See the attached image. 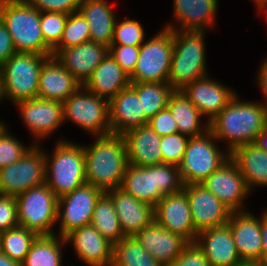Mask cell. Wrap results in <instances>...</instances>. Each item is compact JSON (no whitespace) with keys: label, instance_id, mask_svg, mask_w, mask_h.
Segmentation results:
<instances>
[{"label":"cell","instance_id":"cell-1","mask_svg":"<svg viewBox=\"0 0 267 266\" xmlns=\"http://www.w3.org/2000/svg\"><path fill=\"white\" fill-rule=\"evenodd\" d=\"M266 127L265 104L240 102L235 95L209 123L215 138L229 141V152L239 146L253 144Z\"/></svg>","mask_w":267,"mask_h":266},{"label":"cell","instance_id":"cell-2","mask_svg":"<svg viewBox=\"0 0 267 266\" xmlns=\"http://www.w3.org/2000/svg\"><path fill=\"white\" fill-rule=\"evenodd\" d=\"M83 148L86 183L104 192L120 188L128 165L124 137L111 133L98 137L93 146Z\"/></svg>","mask_w":267,"mask_h":266},{"label":"cell","instance_id":"cell-3","mask_svg":"<svg viewBox=\"0 0 267 266\" xmlns=\"http://www.w3.org/2000/svg\"><path fill=\"white\" fill-rule=\"evenodd\" d=\"M120 189L155 207L163 196L182 191L184 182L176 165L139 167L128 163Z\"/></svg>","mask_w":267,"mask_h":266},{"label":"cell","instance_id":"cell-4","mask_svg":"<svg viewBox=\"0 0 267 266\" xmlns=\"http://www.w3.org/2000/svg\"><path fill=\"white\" fill-rule=\"evenodd\" d=\"M0 19L11 34L16 52L52 56L40 26V11L25 0H0Z\"/></svg>","mask_w":267,"mask_h":266},{"label":"cell","instance_id":"cell-5","mask_svg":"<svg viewBox=\"0 0 267 266\" xmlns=\"http://www.w3.org/2000/svg\"><path fill=\"white\" fill-rule=\"evenodd\" d=\"M173 30V54L168 83L174 90H182L191 82L207 76L203 31Z\"/></svg>","mask_w":267,"mask_h":266},{"label":"cell","instance_id":"cell-6","mask_svg":"<svg viewBox=\"0 0 267 266\" xmlns=\"http://www.w3.org/2000/svg\"><path fill=\"white\" fill-rule=\"evenodd\" d=\"M49 56L16 52L0 66L1 98L14 103L38 97L39 76Z\"/></svg>","mask_w":267,"mask_h":266},{"label":"cell","instance_id":"cell-7","mask_svg":"<svg viewBox=\"0 0 267 266\" xmlns=\"http://www.w3.org/2000/svg\"><path fill=\"white\" fill-rule=\"evenodd\" d=\"M45 159V183L57 198L73 192L86 183L83 146L65 141L58 142L52 156L51 166L48 165L50 163L46 156Z\"/></svg>","mask_w":267,"mask_h":266},{"label":"cell","instance_id":"cell-8","mask_svg":"<svg viewBox=\"0 0 267 266\" xmlns=\"http://www.w3.org/2000/svg\"><path fill=\"white\" fill-rule=\"evenodd\" d=\"M16 200L19 226L38 235H55L51 227L57 221L58 198L46 183L17 195Z\"/></svg>","mask_w":267,"mask_h":266},{"label":"cell","instance_id":"cell-9","mask_svg":"<svg viewBox=\"0 0 267 266\" xmlns=\"http://www.w3.org/2000/svg\"><path fill=\"white\" fill-rule=\"evenodd\" d=\"M211 139L216 138L210 130L201 136L189 138L178 166L184 185L201 184L231 158L229 151L228 155L219 152Z\"/></svg>","mask_w":267,"mask_h":266},{"label":"cell","instance_id":"cell-10","mask_svg":"<svg viewBox=\"0 0 267 266\" xmlns=\"http://www.w3.org/2000/svg\"><path fill=\"white\" fill-rule=\"evenodd\" d=\"M173 54V30L164 28L148 42L140 45L131 83L168 82Z\"/></svg>","mask_w":267,"mask_h":266},{"label":"cell","instance_id":"cell-11","mask_svg":"<svg viewBox=\"0 0 267 266\" xmlns=\"http://www.w3.org/2000/svg\"><path fill=\"white\" fill-rule=\"evenodd\" d=\"M46 159L35 145L16 162L0 169V194L17 196L45 183Z\"/></svg>","mask_w":267,"mask_h":266},{"label":"cell","instance_id":"cell-12","mask_svg":"<svg viewBox=\"0 0 267 266\" xmlns=\"http://www.w3.org/2000/svg\"><path fill=\"white\" fill-rule=\"evenodd\" d=\"M72 93L64 102V119L70 118L80 127L95 135L111 134L109 123V101L93 94L88 89ZM106 100V101H105Z\"/></svg>","mask_w":267,"mask_h":266},{"label":"cell","instance_id":"cell-13","mask_svg":"<svg viewBox=\"0 0 267 266\" xmlns=\"http://www.w3.org/2000/svg\"><path fill=\"white\" fill-rule=\"evenodd\" d=\"M103 193L102 189L85 183L73 192L58 198L57 220L61 219L60 237L64 238L71 231L91 224L96 202ZM63 205L65 209L61 214Z\"/></svg>","mask_w":267,"mask_h":266},{"label":"cell","instance_id":"cell-14","mask_svg":"<svg viewBox=\"0 0 267 266\" xmlns=\"http://www.w3.org/2000/svg\"><path fill=\"white\" fill-rule=\"evenodd\" d=\"M154 220L188 242L196 241L198 233L193 225L190 203L184 190L163 196L154 207Z\"/></svg>","mask_w":267,"mask_h":266},{"label":"cell","instance_id":"cell-15","mask_svg":"<svg viewBox=\"0 0 267 266\" xmlns=\"http://www.w3.org/2000/svg\"><path fill=\"white\" fill-rule=\"evenodd\" d=\"M197 233L226 225L232 211L202 184L184 185Z\"/></svg>","mask_w":267,"mask_h":266},{"label":"cell","instance_id":"cell-16","mask_svg":"<svg viewBox=\"0 0 267 266\" xmlns=\"http://www.w3.org/2000/svg\"><path fill=\"white\" fill-rule=\"evenodd\" d=\"M201 184L232 212L242 210V199L250 190L237 164L231 158Z\"/></svg>","mask_w":267,"mask_h":266},{"label":"cell","instance_id":"cell-17","mask_svg":"<svg viewBox=\"0 0 267 266\" xmlns=\"http://www.w3.org/2000/svg\"><path fill=\"white\" fill-rule=\"evenodd\" d=\"M134 237L142 248L163 266H169L189 243L181 235L166 230L155 220Z\"/></svg>","mask_w":267,"mask_h":266},{"label":"cell","instance_id":"cell-18","mask_svg":"<svg viewBox=\"0 0 267 266\" xmlns=\"http://www.w3.org/2000/svg\"><path fill=\"white\" fill-rule=\"evenodd\" d=\"M111 191V192H110ZM105 191L111 198L125 237L135 236L154 221V207L116 188Z\"/></svg>","mask_w":267,"mask_h":266},{"label":"cell","instance_id":"cell-19","mask_svg":"<svg viewBox=\"0 0 267 266\" xmlns=\"http://www.w3.org/2000/svg\"><path fill=\"white\" fill-rule=\"evenodd\" d=\"M108 53L105 44L88 41L62 49L55 57L83 86Z\"/></svg>","mask_w":267,"mask_h":266},{"label":"cell","instance_id":"cell-20","mask_svg":"<svg viewBox=\"0 0 267 266\" xmlns=\"http://www.w3.org/2000/svg\"><path fill=\"white\" fill-rule=\"evenodd\" d=\"M242 261H262L261 219L245 211L232 212L227 222Z\"/></svg>","mask_w":267,"mask_h":266},{"label":"cell","instance_id":"cell-21","mask_svg":"<svg viewBox=\"0 0 267 266\" xmlns=\"http://www.w3.org/2000/svg\"><path fill=\"white\" fill-rule=\"evenodd\" d=\"M195 242L210 266H237L242 262L228 224L199 232Z\"/></svg>","mask_w":267,"mask_h":266},{"label":"cell","instance_id":"cell-22","mask_svg":"<svg viewBox=\"0 0 267 266\" xmlns=\"http://www.w3.org/2000/svg\"><path fill=\"white\" fill-rule=\"evenodd\" d=\"M65 243L72 241L80 260L91 266H111L113 244L92 225H85L67 234Z\"/></svg>","mask_w":267,"mask_h":266},{"label":"cell","instance_id":"cell-23","mask_svg":"<svg viewBox=\"0 0 267 266\" xmlns=\"http://www.w3.org/2000/svg\"><path fill=\"white\" fill-rule=\"evenodd\" d=\"M81 83L56 59L49 56L41 69L38 98L63 103L72 93L82 88Z\"/></svg>","mask_w":267,"mask_h":266},{"label":"cell","instance_id":"cell-24","mask_svg":"<svg viewBox=\"0 0 267 266\" xmlns=\"http://www.w3.org/2000/svg\"><path fill=\"white\" fill-rule=\"evenodd\" d=\"M35 136L44 137L64 121V105L59 101L34 98L16 103Z\"/></svg>","mask_w":267,"mask_h":266},{"label":"cell","instance_id":"cell-25","mask_svg":"<svg viewBox=\"0 0 267 266\" xmlns=\"http://www.w3.org/2000/svg\"><path fill=\"white\" fill-rule=\"evenodd\" d=\"M182 92L202 115H208V124L227 106L236 95L223 85L209 80L207 76L188 84Z\"/></svg>","mask_w":267,"mask_h":266},{"label":"cell","instance_id":"cell-26","mask_svg":"<svg viewBox=\"0 0 267 266\" xmlns=\"http://www.w3.org/2000/svg\"><path fill=\"white\" fill-rule=\"evenodd\" d=\"M137 93L129 86L109 101V123L112 134L123 135L126 131L148 124Z\"/></svg>","mask_w":267,"mask_h":266},{"label":"cell","instance_id":"cell-27","mask_svg":"<svg viewBox=\"0 0 267 266\" xmlns=\"http://www.w3.org/2000/svg\"><path fill=\"white\" fill-rule=\"evenodd\" d=\"M122 136L125 139L129 164L145 167L163 163L161 136L148 124L130 129Z\"/></svg>","mask_w":267,"mask_h":266},{"label":"cell","instance_id":"cell-28","mask_svg":"<svg viewBox=\"0 0 267 266\" xmlns=\"http://www.w3.org/2000/svg\"><path fill=\"white\" fill-rule=\"evenodd\" d=\"M130 84L129 75L108 53L95 68L83 88L102 98L107 95V100L110 101L121 90L129 87Z\"/></svg>","mask_w":267,"mask_h":266},{"label":"cell","instance_id":"cell-29","mask_svg":"<svg viewBox=\"0 0 267 266\" xmlns=\"http://www.w3.org/2000/svg\"><path fill=\"white\" fill-rule=\"evenodd\" d=\"M78 10L90 27V41L110 47L116 23L110 6L104 0H83Z\"/></svg>","mask_w":267,"mask_h":266},{"label":"cell","instance_id":"cell-30","mask_svg":"<svg viewBox=\"0 0 267 266\" xmlns=\"http://www.w3.org/2000/svg\"><path fill=\"white\" fill-rule=\"evenodd\" d=\"M248 188L253 185H267V152L256 143L237 147L231 153Z\"/></svg>","mask_w":267,"mask_h":266},{"label":"cell","instance_id":"cell-31","mask_svg":"<svg viewBox=\"0 0 267 266\" xmlns=\"http://www.w3.org/2000/svg\"><path fill=\"white\" fill-rule=\"evenodd\" d=\"M217 3V0H174V13L181 30L204 31L213 22Z\"/></svg>","mask_w":267,"mask_h":266},{"label":"cell","instance_id":"cell-32","mask_svg":"<svg viewBox=\"0 0 267 266\" xmlns=\"http://www.w3.org/2000/svg\"><path fill=\"white\" fill-rule=\"evenodd\" d=\"M167 108L175 119L180 134L189 135V138L198 137L209 130V124L206 125L205 132L200 130L199 119L202 114L182 90H174L170 95Z\"/></svg>","mask_w":267,"mask_h":266},{"label":"cell","instance_id":"cell-33","mask_svg":"<svg viewBox=\"0 0 267 266\" xmlns=\"http://www.w3.org/2000/svg\"><path fill=\"white\" fill-rule=\"evenodd\" d=\"M130 87L137 93L148 120L167 107L170 95L174 92L168 82L131 83Z\"/></svg>","mask_w":267,"mask_h":266},{"label":"cell","instance_id":"cell-34","mask_svg":"<svg viewBox=\"0 0 267 266\" xmlns=\"http://www.w3.org/2000/svg\"><path fill=\"white\" fill-rule=\"evenodd\" d=\"M91 224L110 243L119 242L124 236L111 198L104 192L97 200Z\"/></svg>","mask_w":267,"mask_h":266},{"label":"cell","instance_id":"cell-35","mask_svg":"<svg viewBox=\"0 0 267 266\" xmlns=\"http://www.w3.org/2000/svg\"><path fill=\"white\" fill-rule=\"evenodd\" d=\"M57 238L56 235H39L20 266H61L60 243H65V239Z\"/></svg>","mask_w":267,"mask_h":266},{"label":"cell","instance_id":"cell-36","mask_svg":"<svg viewBox=\"0 0 267 266\" xmlns=\"http://www.w3.org/2000/svg\"><path fill=\"white\" fill-rule=\"evenodd\" d=\"M111 266H163L146 252L134 236L113 244Z\"/></svg>","mask_w":267,"mask_h":266},{"label":"cell","instance_id":"cell-37","mask_svg":"<svg viewBox=\"0 0 267 266\" xmlns=\"http://www.w3.org/2000/svg\"><path fill=\"white\" fill-rule=\"evenodd\" d=\"M38 236L21 226L8 229L0 233V251L21 265Z\"/></svg>","mask_w":267,"mask_h":266},{"label":"cell","instance_id":"cell-38","mask_svg":"<svg viewBox=\"0 0 267 266\" xmlns=\"http://www.w3.org/2000/svg\"><path fill=\"white\" fill-rule=\"evenodd\" d=\"M90 41V27L79 11L68 14L59 44L52 50L55 56L60 50Z\"/></svg>","mask_w":267,"mask_h":266},{"label":"cell","instance_id":"cell-39","mask_svg":"<svg viewBox=\"0 0 267 266\" xmlns=\"http://www.w3.org/2000/svg\"><path fill=\"white\" fill-rule=\"evenodd\" d=\"M45 13V14H44ZM68 14L40 12V26L45 44L53 50L60 42Z\"/></svg>","mask_w":267,"mask_h":266},{"label":"cell","instance_id":"cell-40","mask_svg":"<svg viewBox=\"0 0 267 266\" xmlns=\"http://www.w3.org/2000/svg\"><path fill=\"white\" fill-rule=\"evenodd\" d=\"M144 39L142 25L135 20H125L115 23L111 45L140 46Z\"/></svg>","mask_w":267,"mask_h":266},{"label":"cell","instance_id":"cell-41","mask_svg":"<svg viewBox=\"0 0 267 266\" xmlns=\"http://www.w3.org/2000/svg\"><path fill=\"white\" fill-rule=\"evenodd\" d=\"M184 136L178 132L161 137L160 149L163 163L179 166L189 140V138Z\"/></svg>","mask_w":267,"mask_h":266},{"label":"cell","instance_id":"cell-42","mask_svg":"<svg viewBox=\"0 0 267 266\" xmlns=\"http://www.w3.org/2000/svg\"><path fill=\"white\" fill-rule=\"evenodd\" d=\"M8 134L5 127L0 131V169L18 161L29 150Z\"/></svg>","mask_w":267,"mask_h":266},{"label":"cell","instance_id":"cell-43","mask_svg":"<svg viewBox=\"0 0 267 266\" xmlns=\"http://www.w3.org/2000/svg\"><path fill=\"white\" fill-rule=\"evenodd\" d=\"M140 46L111 45L109 53L121 68L130 76L136 66Z\"/></svg>","mask_w":267,"mask_h":266},{"label":"cell","instance_id":"cell-44","mask_svg":"<svg viewBox=\"0 0 267 266\" xmlns=\"http://www.w3.org/2000/svg\"><path fill=\"white\" fill-rule=\"evenodd\" d=\"M19 226L15 196L0 194V233Z\"/></svg>","mask_w":267,"mask_h":266},{"label":"cell","instance_id":"cell-45","mask_svg":"<svg viewBox=\"0 0 267 266\" xmlns=\"http://www.w3.org/2000/svg\"><path fill=\"white\" fill-rule=\"evenodd\" d=\"M40 12L69 14L78 11L83 0H25Z\"/></svg>","mask_w":267,"mask_h":266},{"label":"cell","instance_id":"cell-46","mask_svg":"<svg viewBox=\"0 0 267 266\" xmlns=\"http://www.w3.org/2000/svg\"><path fill=\"white\" fill-rule=\"evenodd\" d=\"M169 266H210L204 251L196 244L189 242L181 254Z\"/></svg>","mask_w":267,"mask_h":266},{"label":"cell","instance_id":"cell-47","mask_svg":"<svg viewBox=\"0 0 267 266\" xmlns=\"http://www.w3.org/2000/svg\"><path fill=\"white\" fill-rule=\"evenodd\" d=\"M148 125L161 137L179 132L176 121L167 107L153 116Z\"/></svg>","mask_w":267,"mask_h":266},{"label":"cell","instance_id":"cell-48","mask_svg":"<svg viewBox=\"0 0 267 266\" xmlns=\"http://www.w3.org/2000/svg\"><path fill=\"white\" fill-rule=\"evenodd\" d=\"M16 53L11 34L0 19V66Z\"/></svg>","mask_w":267,"mask_h":266},{"label":"cell","instance_id":"cell-49","mask_svg":"<svg viewBox=\"0 0 267 266\" xmlns=\"http://www.w3.org/2000/svg\"><path fill=\"white\" fill-rule=\"evenodd\" d=\"M262 262L267 263V213L261 217Z\"/></svg>","mask_w":267,"mask_h":266},{"label":"cell","instance_id":"cell-50","mask_svg":"<svg viewBox=\"0 0 267 266\" xmlns=\"http://www.w3.org/2000/svg\"><path fill=\"white\" fill-rule=\"evenodd\" d=\"M260 69H261L259 74L260 76L258 77L260 82V87L262 88L267 98V59L263 62ZM265 107L267 108V103Z\"/></svg>","mask_w":267,"mask_h":266},{"label":"cell","instance_id":"cell-51","mask_svg":"<svg viewBox=\"0 0 267 266\" xmlns=\"http://www.w3.org/2000/svg\"><path fill=\"white\" fill-rule=\"evenodd\" d=\"M262 150L267 152V126L262 130L258 135V138L255 142Z\"/></svg>","mask_w":267,"mask_h":266},{"label":"cell","instance_id":"cell-52","mask_svg":"<svg viewBox=\"0 0 267 266\" xmlns=\"http://www.w3.org/2000/svg\"><path fill=\"white\" fill-rule=\"evenodd\" d=\"M0 266H20V264L0 251Z\"/></svg>","mask_w":267,"mask_h":266},{"label":"cell","instance_id":"cell-53","mask_svg":"<svg viewBox=\"0 0 267 266\" xmlns=\"http://www.w3.org/2000/svg\"><path fill=\"white\" fill-rule=\"evenodd\" d=\"M237 266H267V263L262 261H242Z\"/></svg>","mask_w":267,"mask_h":266},{"label":"cell","instance_id":"cell-54","mask_svg":"<svg viewBox=\"0 0 267 266\" xmlns=\"http://www.w3.org/2000/svg\"><path fill=\"white\" fill-rule=\"evenodd\" d=\"M255 2L259 5L258 8L260 9H264L267 6V0H255Z\"/></svg>","mask_w":267,"mask_h":266},{"label":"cell","instance_id":"cell-55","mask_svg":"<svg viewBox=\"0 0 267 266\" xmlns=\"http://www.w3.org/2000/svg\"><path fill=\"white\" fill-rule=\"evenodd\" d=\"M5 126L3 125V123L0 122V131L4 128Z\"/></svg>","mask_w":267,"mask_h":266},{"label":"cell","instance_id":"cell-56","mask_svg":"<svg viewBox=\"0 0 267 266\" xmlns=\"http://www.w3.org/2000/svg\"><path fill=\"white\" fill-rule=\"evenodd\" d=\"M266 126H267V108H266Z\"/></svg>","mask_w":267,"mask_h":266}]
</instances>
